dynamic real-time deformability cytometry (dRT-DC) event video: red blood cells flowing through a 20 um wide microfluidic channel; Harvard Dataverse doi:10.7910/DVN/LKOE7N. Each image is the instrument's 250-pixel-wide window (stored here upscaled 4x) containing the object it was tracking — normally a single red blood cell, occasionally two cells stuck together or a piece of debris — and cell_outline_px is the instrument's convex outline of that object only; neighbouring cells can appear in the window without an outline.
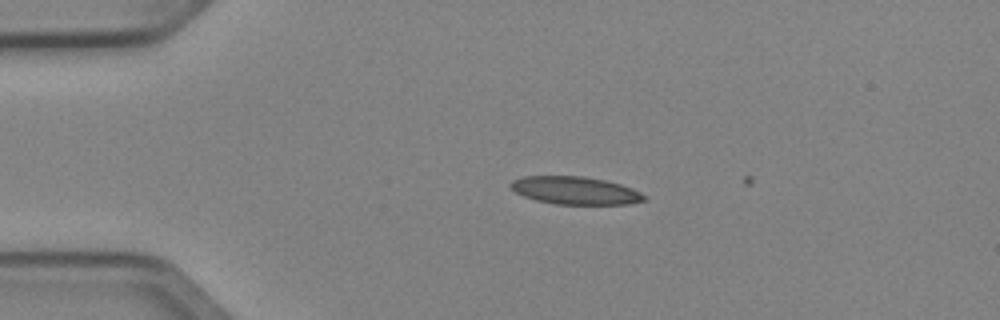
{"species": "Egyptian fruit bat (a non-hibernating species)", "species_latin": "Rousettus aegyptiacus", "temperature_condition": "cold", "stored_images_in_passage": 2, "camera_frame_rate_fps": 3000, "um_per_image_px": 0.085, "animal": {"sex": "female"}, "frame": {"image": 1, "passage_image": 1, "time_ms": 0.0, "image_size_px": [1000, 320], "cell_outline_px": [[648, 200], [628, 204], [556, 204], [536, 200], [524, 196], [516, 192], [508, 184], [512, 180], [524, 176], [584, 176], [604, 180], [620, 184], [632, 188], [640, 192]], "centroid_in_image_um": [48.89, 16.19], "position_along_channel_um": 36.1, "area_um2": 21.56}}